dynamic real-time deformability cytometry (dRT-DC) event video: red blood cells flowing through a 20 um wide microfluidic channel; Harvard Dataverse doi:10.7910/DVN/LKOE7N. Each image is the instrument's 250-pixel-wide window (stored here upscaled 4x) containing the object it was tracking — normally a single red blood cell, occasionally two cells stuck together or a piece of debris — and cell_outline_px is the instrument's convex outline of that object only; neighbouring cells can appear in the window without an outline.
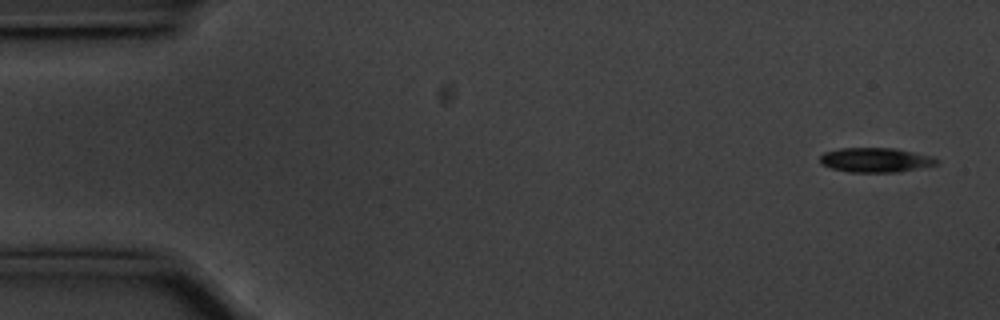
{"species": "common noctule bat (a hibernating species)", "species_latin": "Nyctalus noctula", "temperature_condition": "cold", "stored_images_in_passage": 55, "camera_frame_rate_fps": 3000, "um_per_image_px": 0.085, "animal": {"sex": "male", "body_mass_g": 20.1, "forearm_length_mm": 53.5}, "frame": {"image": 1, "passage_image": 2, "time_ms": 0.333, "image_size_px": [1000, 320], "cell_outline_px": [[940, 160], [936, 164], [900, 172], [848, 172], [832, 168], [820, 164], [820, 156], [824, 152], [840, 148], [892, 148], [932, 156]], "centroid_in_image_um": [74.39, 13.6], "position_along_channel_um": 10.6, "area_um2": 16.59}}
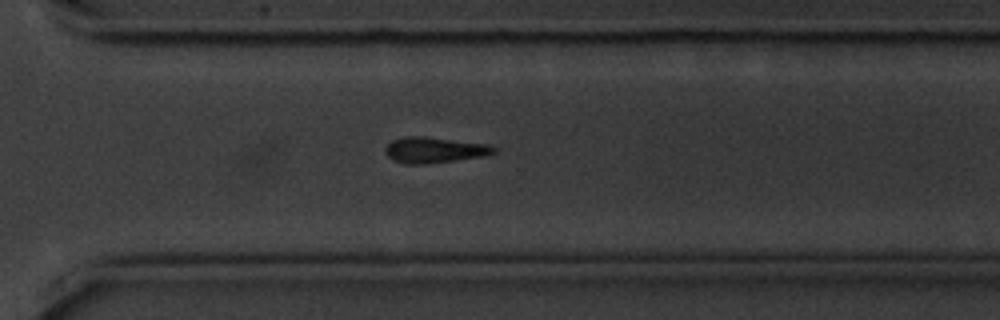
{"frame": {"image": 2, "passage_image": 39, "time_ms": 12.667, "image_size_px": [1000, 320], "cell_outline_px": [[496, 152], [484, 156], [428, 164], [404, 164], [392, 160], [384, 152], [384, 148], [392, 140], [404, 136], [424, 136], [488, 144], [496, 148]], "centroid_in_image_um": [36.88, 12.75], "position_along_channel_um": 333.7, "area_um2": 16.47}}
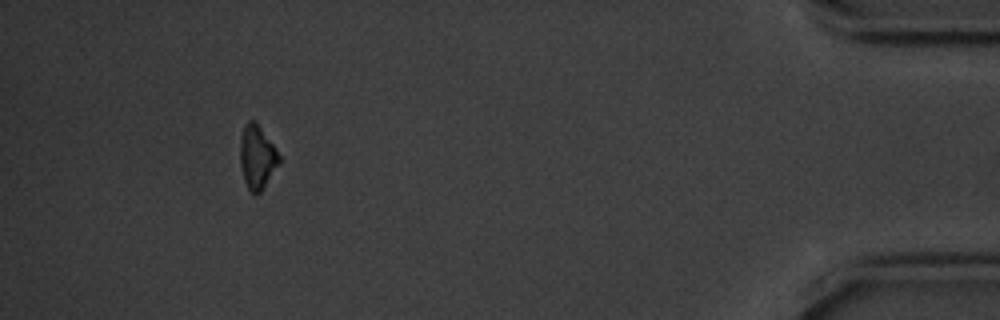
{"frame": {"image": 3, "passage_image": 51, "time_ms": 16.667, "image_size_px": [1000, 320], "cell_outline_px": [[280, 160], [260, 192], [256, 196], [252, 196], [244, 180], [240, 164], [240, 140], [244, 124], [248, 120], [256, 120], [280, 156]], "centroid_in_image_um": [21.82, 13.34], "position_along_channel_um": 413.4, "area_um2": 14.33}, "authors_computed_cell_mechanics": {"area_um2": 16.473, "velocity_mm_per_s": 3.5619, "shape_relaxation_time_tau1_ms": 3.0756, "shape_relaxation_time_tau2_ms": null, "deformation_change_tau1": 0.1175, "deformation_change_tau2": null}}